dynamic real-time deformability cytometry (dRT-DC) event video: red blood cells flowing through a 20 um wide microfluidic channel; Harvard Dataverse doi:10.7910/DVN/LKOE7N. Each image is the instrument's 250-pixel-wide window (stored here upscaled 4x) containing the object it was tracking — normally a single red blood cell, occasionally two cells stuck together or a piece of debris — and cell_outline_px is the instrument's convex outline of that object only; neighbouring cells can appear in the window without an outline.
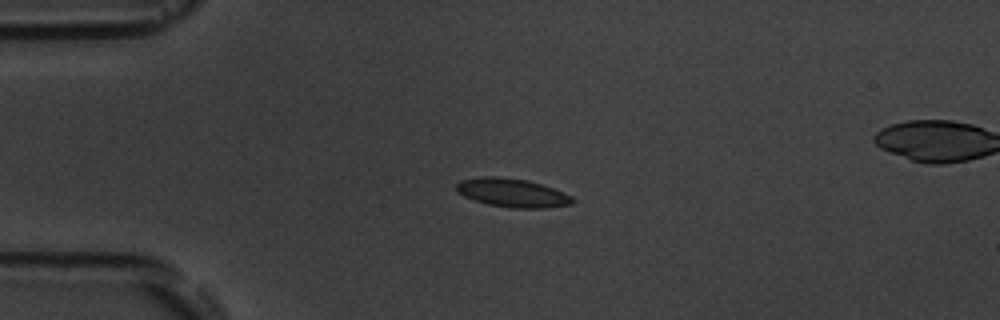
{"species": "common noctule bat (a hibernating species)", "species_latin": "Nyctalus noctula", "temperature_condition": "room temperature", "stored_images_in_passage": 3, "camera_frame_rate_fps": 3000, "um_per_image_px": 0.085, "animal": {"sex": "male", "body_mass_g": 19.5, "forearm_length_mm": 54.6}, "frame": {"image": 1, "passage_image": 1, "time_ms": 0.0, "image_size_px": [1000, 320], "cell_outline_px": [[576, 200], [572, 204], [544, 208], [508, 208], [488, 204], [464, 196], [456, 188], [456, 184], [460, 180], [480, 176], [496, 176], [528, 180], [552, 188], [572, 196]], "centroid_in_image_um": [43.55, 16.39], "position_along_channel_um": 41.4, "area_um2": 19.31}}
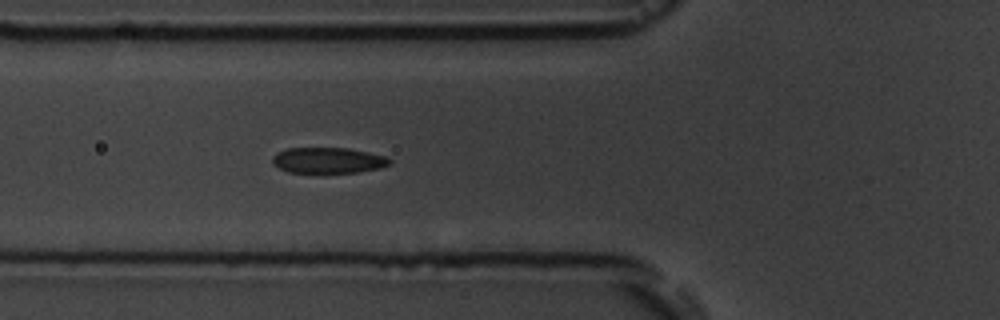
{"frame": {"image": 2, "passage_image": 3, "time_ms": 2.333, "image_size_px": [1000, 320], "cell_outline_px": [[392, 164], [380, 168], [356, 172], [288, 172], [272, 164], [272, 156], [276, 152], [288, 148], [348, 148], [388, 156], [392, 160]], "centroid_in_image_um": [27.91, 13.62], "position_along_channel_um": 97.9, "area_um2": 17.69}}